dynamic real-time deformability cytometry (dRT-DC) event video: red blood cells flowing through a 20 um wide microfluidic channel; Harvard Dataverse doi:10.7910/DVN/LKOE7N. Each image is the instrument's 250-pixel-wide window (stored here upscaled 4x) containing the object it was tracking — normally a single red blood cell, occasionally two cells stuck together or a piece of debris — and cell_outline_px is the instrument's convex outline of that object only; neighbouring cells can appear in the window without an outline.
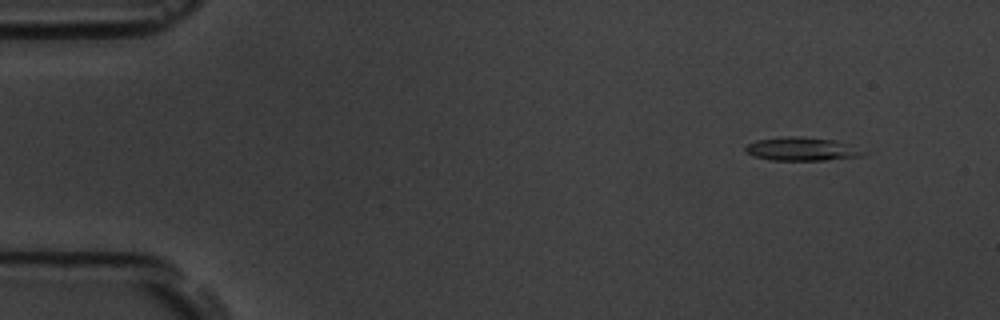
{"species": "common noctule bat (a hibernating species)", "species_latin": "Nyctalus noctula", "temperature_condition": "room temperature", "stored_images_in_passage": 4, "camera_frame_rate_fps": 3000, "um_per_image_px": 0.085, "animal": {"sex": "male", "body_mass_g": 19.5, "forearm_length_mm": 54.6}, "frame": {"image": 1, "passage_image": 1, "time_ms": 0.0, "image_size_px": [1000, 320], "cell_outline_px": [[864, 156], [824, 160], [772, 160], [756, 156], [748, 152], [744, 148], [748, 144], [756, 140], [784, 136], [800, 136], [836, 140], [864, 152]], "centroid_in_image_um": [68.12, 12.66], "position_along_channel_um": 16.9, "area_um2": 15.78}}
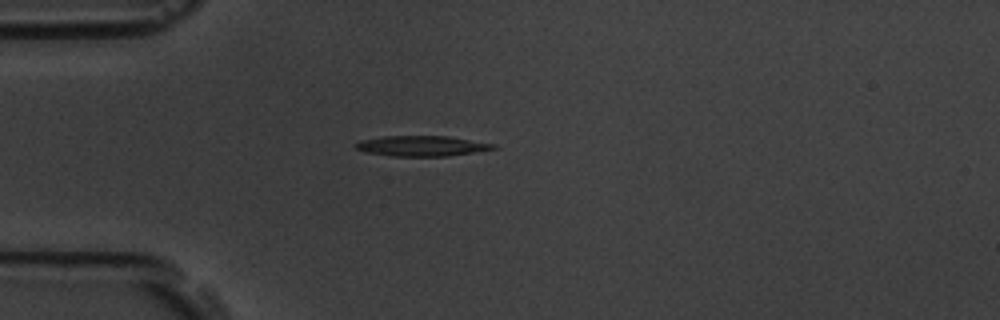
{"frame": {"image": 2, "passage_image": 4, "time_ms": 3.333, "image_size_px": [1000, 320], "cell_outline_px": [[500, 148], [448, 156], [392, 156], [368, 152], [356, 148], [356, 144], [360, 140], [384, 136], [448, 136], [496, 144]], "centroid_in_image_um": [35.91, 12.4], "position_along_channel_um": 49.1, "area_um2": 16.24}}